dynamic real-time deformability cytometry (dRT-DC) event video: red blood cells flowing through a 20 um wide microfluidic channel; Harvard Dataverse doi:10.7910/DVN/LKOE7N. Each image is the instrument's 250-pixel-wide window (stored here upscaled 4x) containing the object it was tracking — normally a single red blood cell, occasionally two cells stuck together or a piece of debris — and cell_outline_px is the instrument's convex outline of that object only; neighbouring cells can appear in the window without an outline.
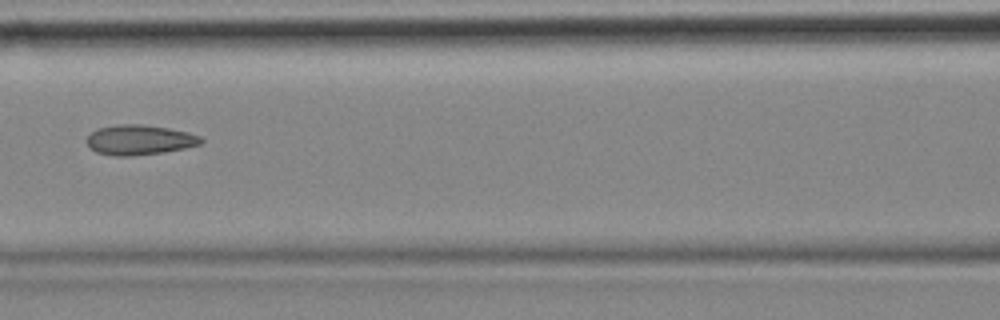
{"species": "common noctule bat (a hibernating species)", "species_latin": "Nyctalus noctula", "temperature_condition": "cold", "stored_images_in_passage": 15, "camera_frame_rate_fps": 3000, "um_per_image_px": 0.085, "animal": {"sex": "female", "body_mass_g": 18.4}, "frame": {"image": 1, "passage_image": 7, "time_ms": 2.0, "image_size_px": [1000, 320], "cell_outline_px": [[204, 140], [200, 144], [184, 148], [164, 152], [132, 156], [112, 156], [96, 152], [88, 148], [88, 136], [92, 132], [100, 128], [120, 124], [140, 124], [168, 128], [188, 132], [200, 136]], "centroid_in_image_um": [11.86, 11.9], "position_along_channel_um": 154.7, "area_um2": 19.88}}